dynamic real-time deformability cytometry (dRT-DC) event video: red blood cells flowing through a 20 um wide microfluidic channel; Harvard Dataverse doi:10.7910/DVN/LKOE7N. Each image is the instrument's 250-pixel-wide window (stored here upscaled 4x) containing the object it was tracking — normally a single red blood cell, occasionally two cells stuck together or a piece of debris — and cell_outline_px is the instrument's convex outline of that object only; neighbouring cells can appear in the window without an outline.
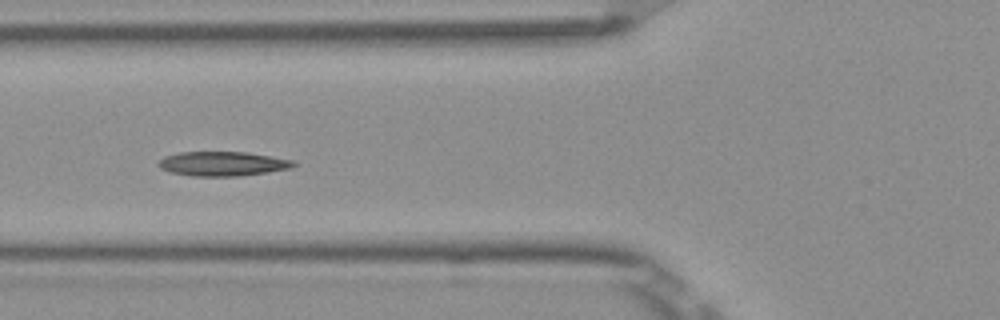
{"species": "Egyptian fruit bat (a non-hibernating species)", "species_latin": "Rousettus aegyptiacus", "temperature_condition": "room temperature", "stored_images_in_passage": 9, "camera_frame_rate_fps": 3000, "um_per_image_px": 0.085, "frame": {"image": 1, "passage_image": 6, "time_ms": 1.667, "image_size_px": [1000, 320], "cell_outline_px": [[296, 164], [292, 168], [268, 172], [236, 176], [192, 176], [172, 172], [160, 168], [156, 164], [164, 156], [180, 152], [248, 152], [296, 160]], "centroid_in_image_um": [18.96, 13.91], "position_along_channel_um": 106.8, "area_um2": 19.31}}
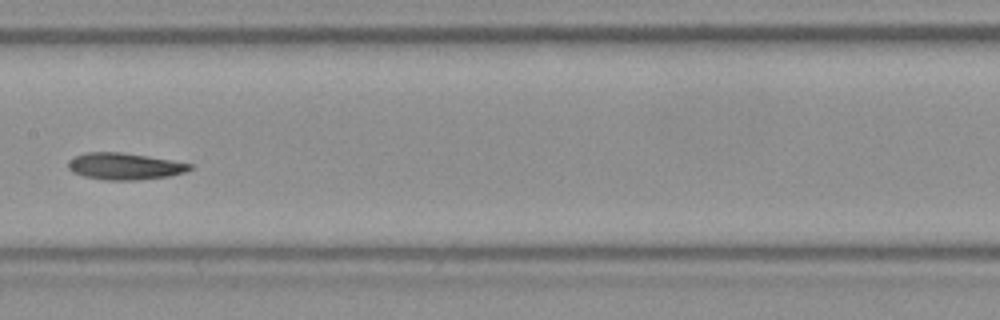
{"frame": {"image": 2, "passage_image": 8, "time_ms": 2.333, "image_size_px": [1000, 320], "cell_outline_px": [[192, 168], [184, 172], [168, 176], [140, 180], [104, 180], [84, 176], [72, 172], [68, 168], [68, 160], [84, 152], [124, 152], [148, 156], [192, 164]], "centroid_in_image_um": [10.56, 14.13], "position_along_channel_um": 196.8, "area_um2": 18.96}}
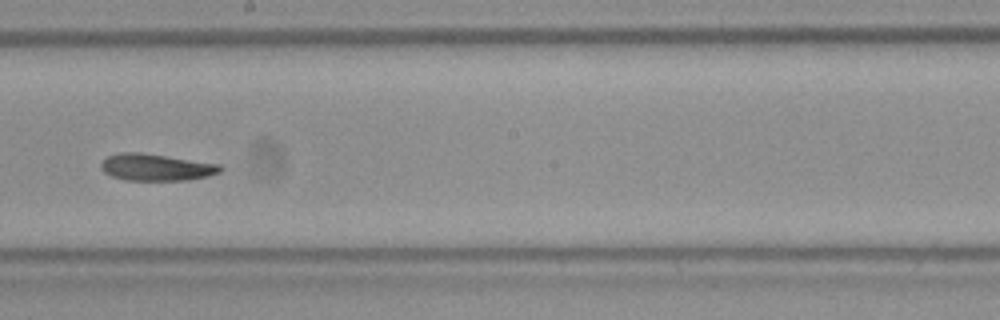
{"frame": {"image": 3, "passage_image": 9, "time_ms": 2.667, "image_size_px": [1000, 320], "cell_outline_px": [[224, 168], [220, 172], [208, 176], [188, 180], [124, 180], [112, 176], [104, 172], [100, 168], [100, 164], [108, 156], [120, 152], [140, 152], [220, 164]], "centroid_in_image_um": [13.27, 14.22], "position_along_channel_um": 234.9, "area_um2": 18.67}}